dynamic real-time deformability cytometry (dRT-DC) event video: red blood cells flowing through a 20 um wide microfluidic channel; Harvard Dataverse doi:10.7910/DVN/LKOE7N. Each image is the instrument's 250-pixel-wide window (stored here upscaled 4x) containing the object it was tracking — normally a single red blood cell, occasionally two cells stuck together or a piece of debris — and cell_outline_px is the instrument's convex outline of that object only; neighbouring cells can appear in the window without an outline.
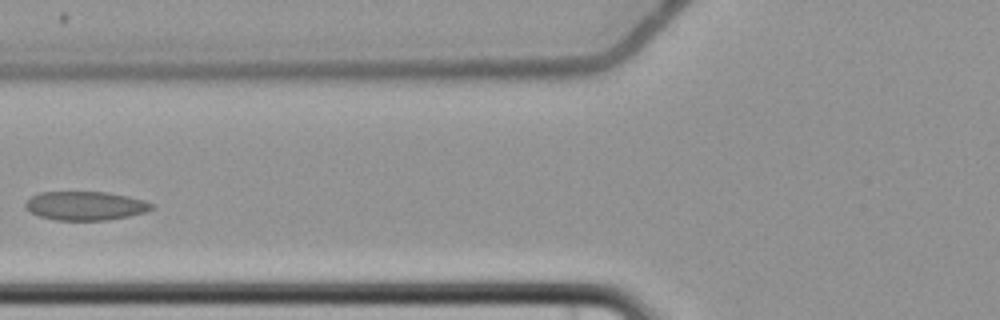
{"species": "common noctule bat (a hibernating species)", "species_latin": "Nyctalus noctula", "temperature_condition": "cold", "stored_images_in_passage": 4, "camera_frame_rate_fps": 3000, "um_per_image_px": 0.085, "animal": {"sex": "female", "body_mass_g": 22.7, "forearm_length_mm": 54.2}, "frame": {"image": 1, "passage_image": 4, "time_ms": 4.333, "image_size_px": [1000, 320], "cell_outline_px": [[152, 208], [144, 212], [128, 216], [108, 220], [56, 220], [40, 216], [24, 208], [24, 204], [32, 196], [40, 192], [108, 192], [128, 196], [144, 200], [152, 204]], "centroid_in_image_um": [7.24, 17.49], "position_along_channel_um": 118.6, "area_um2": 21.04}}